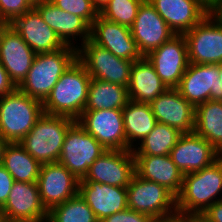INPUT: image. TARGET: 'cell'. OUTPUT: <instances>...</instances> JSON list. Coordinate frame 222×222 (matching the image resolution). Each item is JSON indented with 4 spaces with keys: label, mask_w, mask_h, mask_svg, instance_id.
I'll use <instances>...</instances> for the list:
<instances>
[{
    "label": "cell",
    "mask_w": 222,
    "mask_h": 222,
    "mask_svg": "<svg viewBox=\"0 0 222 222\" xmlns=\"http://www.w3.org/2000/svg\"><path fill=\"white\" fill-rule=\"evenodd\" d=\"M122 114L126 150H132L135 143L139 144L154 129L157 121L149 103L129 100L122 109Z\"/></svg>",
    "instance_id": "cell-27"
},
{
    "label": "cell",
    "mask_w": 222,
    "mask_h": 222,
    "mask_svg": "<svg viewBox=\"0 0 222 222\" xmlns=\"http://www.w3.org/2000/svg\"><path fill=\"white\" fill-rule=\"evenodd\" d=\"M17 87L10 80L8 72L0 63V97L12 93Z\"/></svg>",
    "instance_id": "cell-38"
},
{
    "label": "cell",
    "mask_w": 222,
    "mask_h": 222,
    "mask_svg": "<svg viewBox=\"0 0 222 222\" xmlns=\"http://www.w3.org/2000/svg\"><path fill=\"white\" fill-rule=\"evenodd\" d=\"M219 64L190 63L176 88L191 104L220 100Z\"/></svg>",
    "instance_id": "cell-14"
},
{
    "label": "cell",
    "mask_w": 222,
    "mask_h": 222,
    "mask_svg": "<svg viewBox=\"0 0 222 222\" xmlns=\"http://www.w3.org/2000/svg\"><path fill=\"white\" fill-rule=\"evenodd\" d=\"M195 222H210L202 214L195 215Z\"/></svg>",
    "instance_id": "cell-45"
},
{
    "label": "cell",
    "mask_w": 222,
    "mask_h": 222,
    "mask_svg": "<svg viewBox=\"0 0 222 222\" xmlns=\"http://www.w3.org/2000/svg\"><path fill=\"white\" fill-rule=\"evenodd\" d=\"M167 88H177L189 66L186 39L176 34L145 56Z\"/></svg>",
    "instance_id": "cell-11"
},
{
    "label": "cell",
    "mask_w": 222,
    "mask_h": 222,
    "mask_svg": "<svg viewBox=\"0 0 222 222\" xmlns=\"http://www.w3.org/2000/svg\"><path fill=\"white\" fill-rule=\"evenodd\" d=\"M27 1L34 7L35 5H38L46 0H27Z\"/></svg>",
    "instance_id": "cell-47"
},
{
    "label": "cell",
    "mask_w": 222,
    "mask_h": 222,
    "mask_svg": "<svg viewBox=\"0 0 222 222\" xmlns=\"http://www.w3.org/2000/svg\"><path fill=\"white\" fill-rule=\"evenodd\" d=\"M47 222H99L86 201L78 194L53 207Z\"/></svg>",
    "instance_id": "cell-32"
},
{
    "label": "cell",
    "mask_w": 222,
    "mask_h": 222,
    "mask_svg": "<svg viewBox=\"0 0 222 222\" xmlns=\"http://www.w3.org/2000/svg\"><path fill=\"white\" fill-rule=\"evenodd\" d=\"M5 25L6 23L0 20V32L4 28Z\"/></svg>",
    "instance_id": "cell-48"
},
{
    "label": "cell",
    "mask_w": 222,
    "mask_h": 222,
    "mask_svg": "<svg viewBox=\"0 0 222 222\" xmlns=\"http://www.w3.org/2000/svg\"><path fill=\"white\" fill-rule=\"evenodd\" d=\"M194 132L222 155V100H208L195 106Z\"/></svg>",
    "instance_id": "cell-28"
},
{
    "label": "cell",
    "mask_w": 222,
    "mask_h": 222,
    "mask_svg": "<svg viewBox=\"0 0 222 222\" xmlns=\"http://www.w3.org/2000/svg\"><path fill=\"white\" fill-rule=\"evenodd\" d=\"M106 149L77 122L67 131L58 162L79 180Z\"/></svg>",
    "instance_id": "cell-8"
},
{
    "label": "cell",
    "mask_w": 222,
    "mask_h": 222,
    "mask_svg": "<svg viewBox=\"0 0 222 222\" xmlns=\"http://www.w3.org/2000/svg\"><path fill=\"white\" fill-rule=\"evenodd\" d=\"M93 6L100 12L110 0H91Z\"/></svg>",
    "instance_id": "cell-43"
},
{
    "label": "cell",
    "mask_w": 222,
    "mask_h": 222,
    "mask_svg": "<svg viewBox=\"0 0 222 222\" xmlns=\"http://www.w3.org/2000/svg\"><path fill=\"white\" fill-rule=\"evenodd\" d=\"M129 101L125 86L92 78L84 111L123 109Z\"/></svg>",
    "instance_id": "cell-29"
},
{
    "label": "cell",
    "mask_w": 222,
    "mask_h": 222,
    "mask_svg": "<svg viewBox=\"0 0 222 222\" xmlns=\"http://www.w3.org/2000/svg\"><path fill=\"white\" fill-rule=\"evenodd\" d=\"M144 0H110L99 12L109 21L131 27L136 19L139 6Z\"/></svg>",
    "instance_id": "cell-33"
},
{
    "label": "cell",
    "mask_w": 222,
    "mask_h": 222,
    "mask_svg": "<svg viewBox=\"0 0 222 222\" xmlns=\"http://www.w3.org/2000/svg\"><path fill=\"white\" fill-rule=\"evenodd\" d=\"M182 134L171 126L157 122L154 129L132 149L133 155H169Z\"/></svg>",
    "instance_id": "cell-31"
},
{
    "label": "cell",
    "mask_w": 222,
    "mask_h": 222,
    "mask_svg": "<svg viewBox=\"0 0 222 222\" xmlns=\"http://www.w3.org/2000/svg\"><path fill=\"white\" fill-rule=\"evenodd\" d=\"M175 34H184L209 11L197 0H148Z\"/></svg>",
    "instance_id": "cell-24"
},
{
    "label": "cell",
    "mask_w": 222,
    "mask_h": 222,
    "mask_svg": "<svg viewBox=\"0 0 222 222\" xmlns=\"http://www.w3.org/2000/svg\"><path fill=\"white\" fill-rule=\"evenodd\" d=\"M91 76L76 60L54 85L43 104V112L77 120L84 111Z\"/></svg>",
    "instance_id": "cell-2"
},
{
    "label": "cell",
    "mask_w": 222,
    "mask_h": 222,
    "mask_svg": "<svg viewBox=\"0 0 222 222\" xmlns=\"http://www.w3.org/2000/svg\"><path fill=\"white\" fill-rule=\"evenodd\" d=\"M79 195L86 201L100 222L128 208L127 188L94 181H79Z\"/></svg>",
    "instance_id": "cell-23"
},
{
    "label": "cell",
    "mask_w": 222,
    "mask_h": 222,
    "mask_svg": "<svg viewBox=\"0 0 222 222\" xmlns=\"http://www.w3.org/2000/svg\"><path fill=\"white\" fill-rule=\"evenodd\" d=\"M209 13L222 24V0H218Z\"/></svg>",
    "instance_id": "cell-41"
},
{
    "label": "cell",
    "mask_w": 222,
    "mask_h": 222,
    "mask_svg": "<svg viewBox=\"0 0 222 222\" xmlns=\"http://www.w3.org/2000/svg\"><path fill=\"white\" fill-rule=\"evenodd\" d=\"M35 55L12 26L6 24L0 32V63L16 87L26 78Z\"/></svg>",
    "instance_id": "cell-18"
},
{
    "label": "cell",
    "mask_w": 222,
    "mask_h": 222,
    "mask_svg": "<svg viewBox=\"0 0 222 222\" xmlns=\"http://www.w3.org/2000/svg\"><path fill=\"white\" fill-rule=\"evenodd\" d=\"M169 156L185 175L210 166L221 155L207 140L192 132L181 135Z\"/></svg>",
    "instance_id": "cell-19"
},
{
    "label": "cell",
    "mask_w": 222,
    "mask_h": 222,
    "mask_svg": "<svg viewBox=\"0 0 222 222\" xmlns=\"http://www.w3.org/2000/svg\"><path fill=\"white\" fill-rule=\"evenodd\" d=\"M0 219L14 222H47L48 211L43 206L37 183L14 182Z\"/></svg>",
    "instance_id": "cell-12"
},
{
    "label": "cell",
    "mask_w": 222,
    "mask_h": 222,
    "mask_svg": "<svg viewBox=\"0 0 222 222\" xmlns=\"http://www.w3.org/2000/svg\"><path fill=\"white\" fill-rule=\"evenodd\" d=\"M150 106L157 122L171 126L181 133L194 132L195 106L176 88H168Z\"/></svg>",
    "instance_id": "cell-20"
},
{
    "label": "cell",
    "mask_w": 222,
    "mask_h": 222,
    "mask_svg": "<svg viewBox=\"0 0 222 222\" xmlns=\"http://www.w3.org/2000/svg\"><path fill=\"white\" fill-rule=\"evenodd\" d=\"M90 40L116 57L128 61L134 62L144 57L129 27L109 21L100 15L91 25Z\"/></svg>",
    "instance_id": "cell-16"
},
{
    "label": "cell",
    "mask_w": 222,
    "mask_h": 222,
    "mask_svg": "<svg viewBox=\"0 0 222 222\" xmlns=\"http://www.w3.org/2000/svg\"><path fill=\"white\" fill-rule=\"evenodd\" d=\"M9 25L36 54L55 52L66 46L34 7Z\"/></svg>",
    "instance_id": "cell-21"
},
{
    "label": "cell",
    "mask_w": 222,
    "mask_h": 222,
    "mask_svg": "<svg viewBox=\"0 0 222 222\" xmlns=\"http://www.w3.org/2000/svg\"><path fill=\"white\" fill-rule=\"evenodd\" d=\"M76 60L77 48L68 45L55 52L36 54L26 78L17 88L43 103L61 75Z\"/></svg>",
    "instance_id": "cell-3"
},
{
    "label": "cell",
    "mask_w": 222,
    "mask_h": 222,
    "mask_svg": "<svg viewBox=\"0 0 222 222\" xmlns=\"http://www.w3.org/2000/svg\"><path fill=\"white\" fill-rule=\"evenodd\" d=\"M203 7L210 11L217 3L218 0H197Z\"/></svg>",
    "instance_id": "cell-42"
},
{
    "label": "cell",
    "mask_w": 222,
    "mask_h": 222,
    "mask_svg": "<svg viewBox=\"0 0 222 222\" xmlns=\"http://www.w3.org/2000/svg\"><path fill=\"white\" fill-rule=\"evenodd\" d=\"M219 72H220L219 80L221 81V83H220V100H222V63L219 64Z\"/></svg>",
    "instance_id": "cell-46"
},
{
    "label": "cell",
    "mask_w": 222,
    "mask_h": 222,
    "mask_svg": "<svg viewBox=\"0 0 222 222\" xmlns=\"http://www.w3.org/2000/svg\"><path fill=\"white\" fill-rule=\"evenodd\" d=\"M127 89L129 100L150 104L168 88L157 75L153 65L144 56L133 62Z\"/></svg>",
    "instance_id": "cell-26"
},
{
    "label": "cell",
    "mask_w": 222,
    "mask_h": 222,
    "mask_svg": "<svg viewBox=\"0 0 222 222\" xmlns=\"http://www.w3.org/2000/svg\"><path fill=\"white\" fill-rule=\"evenodd\" d=\"M135 174L166 187L175 196L182 188L184 174L169 155H134Z\"/></svg>",
    "instance_id": "cell-25"
},
{
    "label": "cell",
    "mask_w": 222,
    "mask_h": 222,
    "mask_svg": "<svg viewBox=\"0 0 222 222\" xmlns=\"http://www.w3.org/2000/svg\"><path fill=\"white\" fill-rule=\"evenodd\" d=\"M8 144L9 142L0 136V165L3 163L4 151Z\"/></svg>",
    "instance_id": "cell-44"
},
{
    "label": "cell",
    "mask_w": 222,
    "mask_h": 222,
    "mask_svg": "<svg viewBox=\"0 0 222 222\" xmlns=\"http://www.w3.org/2000/svg\"><path fill=\"white\" fill-rule=\"evenodd\" d=\"M183 35L189 63H222V24L210 13Z\"/></svg>",
    "instance_id": "cell-9"
},
{
    "label": "cell",
    "mask_w": 222,
    "mask_h": 222,
    "mask_svg": "<svg viewBox=\"0 0 222 222\" xmlns=\"http://www.w3.org/2000/svg\"><path fill=\"white\" fill-rule=\"evenodd\" d=\"M130 29L143 56L176 35L148 0H144L139 6L136 19Z\"/></svg>",
    "instance_id": "cell-17"
},
{
    "label": "cell",
    "mask_w": 222,
    "mask_h": 222,
    "mask_svg": "<svg viewBox=\"0 0 222 222\" xmlns=\"http://www.w3.org/2000/svg\"><path fill=\"white\" fill-rule=\"evenodd\" d=\"M202 215L210 222H222V199L209 206Z\"/></svg>",
    "instance_id": "cell-39"
},
{
    "label": "cell",
    "mask_w": 222,
    "mask_h": 222,
    "mask_svg": "<svg viewBox=\"0 0 222 222\" xmlns=\"http://www.w3.org/2000/svg\"><path fill=\"white\" fill-rule=\"evenodd\" d=\"M32 8L27 0H0V20L10 24L16 17Z\"/></svg>",
    "instance_id": "cell-35"
},
{
    "label": "cell",
    "mask_w": 222,
    "mask_h": 222,
    "mask_svg": "<svg viewBox=\"0 0 222 222\" xmlns=\"http://www.w3.org/2000/svg\"><path fill=\"white\" fill-rule=\"evenodd\" d=\"M100 222H154L148 215L138 213L129 208L104 218Z\"/></svg>",
    "instance_id": "cell-36"
},
{
    "label": "cell",
    "mask_w": 222,
    "mask_h": 222,
    "mask_svg": "<svg viewBox=\"0 0 222 222\" xmlns=\"http://www.w3.org/2000/svg\"><path fill=\"white\" fill-rule=\"evenodd\" d=\"M76 122L106 150H126L121 109L83 111Z\"/></svg>",
    "instance_id": "cell-10"
},
{
    "label": "cell",
    "mask_w": 222,
    "mask_h": 222,
    "mask_svg": "<svg viewBox=\"0 0 222 222\" xmlns=\"http://www.w3.org/2000/svg\"><path fill=\"white\" fill-rule=\"evenodd\" d=\"M0 222H14V221H6V220H3V219H0Z\"/></svg>",
    "instance_id": "cell-49"
},
{
    "label": "cell",
    "mask_w": 222,
    "mask_h": 222,
    "mask_svg": "<svg viewBox=\"0 0 222 222\" xmlns=\"http://www.w3.org/2000/svg\"><path fill=\"white\" fill-rule=\"evenodd\" d=\"M2 166L16 182L37 183L42 164L35 160L20 143H9L4 151Z\"/></svg>",
    "instance_id": "cell-30"
},
{
    "label": "cell",
    "mask_w": 222,
    "mask_h": 222,
    "mask_svg": "<svg viewBox=\"0 0 222 222\" xmlns=\"http://www.w3.org/2000/svg\"><path fill=\"white\" fill-rule=\"evenodd\" d=\"M14 182L11 174L0 165V209L5 205Z\"/></svg>",
    "instance_id": "cell-37"
},
{
    "label": "cell",
    "mask_w": 222,
    "mask_h": 222,
    "mask_svg": "<svg viewBox=\"0 0 222 222\" xmlns=\"http://www.w3.org/2000/svg\"><path fill=\"white\" fill-rule=\"evenodd\" d=\"M34 8L65 45L78 48L76 44L78 36L79 40H81V43H79L81 45L90 39L91 26L80 16L61 10L50 0L35 5Z\"/></svg>",
    "instance_id": "cell-22"
},
{
    "label": "cell",
    "mask_w": 222,
    "mask_h": 222,
    "mask_svg": "<svg viewBox=\"0 0 222 222\" xmlns=\"http://www.w3.org/2000/svg\"><path fill=\"white\" fill-rule=\"evenodd\" d=\"M77 60L91 78L128 87L133 61L116 57L90 39L78 46Z\"/></svg>",
    "instance_id": "cell-7"
},
{
    "label": "cell",
    "mask_w": 222,
    "mask_h": 222,
    "mask_svg": "<svg viewBox=\"0 0 222 222\" xmlns=\"http://www.w3.org/2000/svg\"><path fill=\"white\" fill-rule=\"evenodd\" d=\"M75 122L70 117L43 113L19 143L41 164L58 162L65 135Z\"/></svg>",
    "instance_id": "cell-4"
},
{
    "label": "cell",
    "mask_w": 222,
    "mask_h": 222,
    "mask_svg": "<svg viewBox=\"0 0 222 222\" xmlns=\"http://www.w3.org/2000/svg\"><path fill=\"white\" fill-rule=\"evenodd\" d=\"M127 188L128 208L154 221L177 213L176 196L166 187L134 174Z\"/></svg>",
    "instance_id": "cell-6"
},
{
    "label": "cell",
    "mask_w": 222,
    "mask_h": 222,
    "mask_svg": "<svg viewBox=\"0 0 222 222\" xmlns=\"http://www.w3.org/2000/svg\"><path fill=\"white\" fill-rule=\"evenodd\" d=\"M134 174L133 150H106L94 161L82 180L126 188Z\"/></svg>",
    "instance_id": "cell-15"
},
{
    "label": "cell",
    "mask_w": 222,
    "mask_h": 222,
    "mask_svg": "<svg viewBox=\"0 0 222 222\" xmlns=\"http://www.w3.org/2000/svg\"><path fill=\"white\" fill-rule=\"evenodd\" d=\"M221 193L222 155L210 166L184 175L181 191L176 196L177 213L202 214L209 206L222 199Z\"/></svg>",
    "instance_id": "cell-1"
},
{
    "label": "cell",
    "mask_w": 222,
    "mask_h": 222,
    "mask_svg": "<svg viewBox=\"0 0 222 222\" xmlns=\"http://www.w3.org/2000/svg\"><path fill=\"white\" fill-rule=\"evenodd\" d=\"M43 104L16 88L0 97V136L19 143L43 114Z\"/></svg>",
    "instance_id": "cell-5"
},
{
    "label": "cell",
    "mask_w": 222,
    "mask_h": 222,
    "mask_svg": "<svg viewBox=\"0 0 222 222\" xmlns=\"http://www.w3.org/2000/svg\"><path fill=\"white\" fill-rule=\"evenodd\" d=\"M154 222H195V215H181L176 213L173 216L163 218Z\"/></svg>",
    "instance_id": "cell-40"
},
{
    "label": "cell",
    "mask_w": 222,
    "mask_h": 222,
    "mask_svg": "<svg viewBox=\"0 0 222 222\" xmlns=\"http://www.w3.org/2000/svg\"><path fill=\"white\" fill-rule=\"evenodd\" d=\"M79 179L59 162L42 164L38 188L43 206L49 212L79 194Z\"/></svg>",
    "instance_id": "cell-13"
},
{
    "label": "cell",
    "mask_w": 222,
    "mask_h": 222,
    "mask_svg": "<svg viewBox=\"0 0 222 222\" xmlns=\"http://www.w3.org/2000/svg\"><path fill=\"white\" fill-rule=\"evenodd\" d=\"M61 10L83 18L90 26L99 15L91 0H50Z\"/></svg>",
    "instance_id": "cell-34"
}]
</instances>
